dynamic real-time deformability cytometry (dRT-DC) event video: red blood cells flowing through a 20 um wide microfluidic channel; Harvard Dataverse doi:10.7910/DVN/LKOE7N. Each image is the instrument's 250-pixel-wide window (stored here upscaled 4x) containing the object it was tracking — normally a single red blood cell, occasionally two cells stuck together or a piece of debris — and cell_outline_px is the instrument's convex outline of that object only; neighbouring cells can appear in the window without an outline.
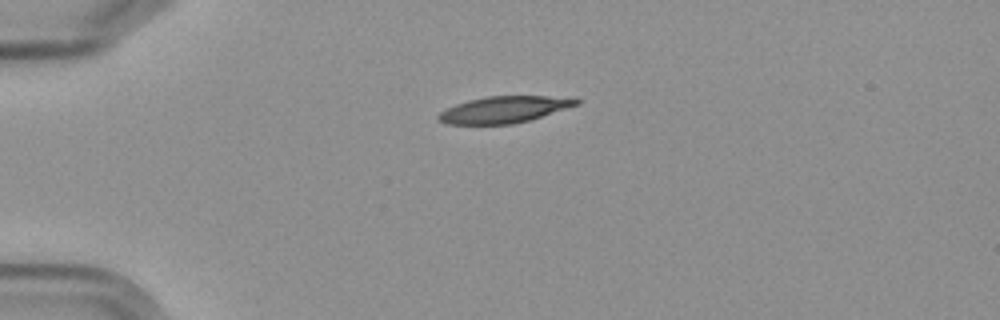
{"species": "Egyptian fruit bat (a non-hibernating species)", "species_latin": "Rousettus aegyptiacus", "temperature_condition": "cold", "stored_images_in_passage": 5, "camera_frame_rate_fps": 3000, "um_per_image_px": 0.085, "frame": {"image": 1, "passage_image": 5, "time_ms": 5.667, "image_size_px": [1000, 320], "cell_outline_px": [[580, 104], [528, 120], [512, 124], [444, 124], [436, 120], [436, 116], [440, 112], [456, 104], [468, 100], [484, 96], [576, 96], [580, 100]], "centroid_in_image_um": [42.87, 9.3], "position_along_channel_um": 42.1, "area_um2": 21.56}}